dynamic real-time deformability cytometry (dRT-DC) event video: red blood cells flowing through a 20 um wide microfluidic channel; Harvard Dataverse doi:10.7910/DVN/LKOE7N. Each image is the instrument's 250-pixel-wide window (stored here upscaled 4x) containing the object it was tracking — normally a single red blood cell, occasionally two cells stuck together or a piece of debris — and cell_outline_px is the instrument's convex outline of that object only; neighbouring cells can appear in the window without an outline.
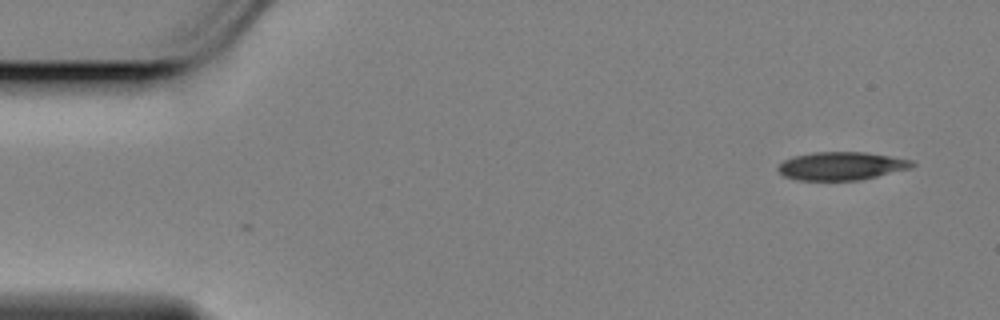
{"species": "Egyptian fruit bat (a non-hibernating species)", "species_latin": "Rousettus aegyptiacus", "temperature_condition": "cold", "stored_images_in_passage": 3, "camera_frame_rate_fps": 3000, "um_per_image_px": 0.085, "animal": {"sex": "female"}, "frame": {"image": 1, "passage_image": 3, "time_ms": 0.667, "image_size_px": [1000, 320], "cell_outline_px": [[916, 164], [912, 168], [860, 180], [796, 180], [784, 176], [776, 168], [784, 160], [792, 156], [812, 152], [864, 152], [892, 156], [916, 160]], "centroid_in_image_um": [71.56, 14.1], "position_along_channel_um": 13.4, "area_um2": 22.25}}